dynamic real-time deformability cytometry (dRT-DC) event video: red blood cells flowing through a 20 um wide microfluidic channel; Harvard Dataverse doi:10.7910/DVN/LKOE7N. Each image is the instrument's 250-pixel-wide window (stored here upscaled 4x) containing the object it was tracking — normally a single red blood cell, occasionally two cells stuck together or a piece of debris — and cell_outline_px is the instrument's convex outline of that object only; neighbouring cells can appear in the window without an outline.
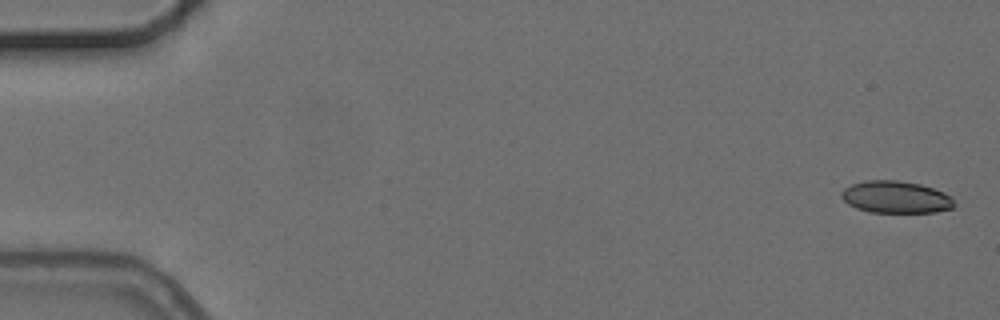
{"species": "common noctule bat (a hibernating species)", "species_latin": "Nyctalus noctula", "temperature_condition": "cold", "stored_images_in_passage": 5, "segment_of_instrument_passage": [1, 2], "camera_frame_rate_fps": 3000, "um_per_image_px": 0.085, "animal": {"sex": "female", "body_mass_g": 24.6, "forearm_length_mm": 56.2}, "frame": {"image": 1, "passage_image": 1, "time_ms": 0.0, "image_size_px": [1000, 320], "cell_outline_px": [[956, 204], [952, 208], [936, 212], [868, 212], [856, 208], [848, 204], [840, 196], [840, 192], [844, 188], [852, 184], [864, 180], [900, 180], [920, 184], [944, 192], [952, 196]], "centroid_in_image_um": [76.14, 16.75], "position_along_channel_um": 8.9, "area_um2": 21.33}}
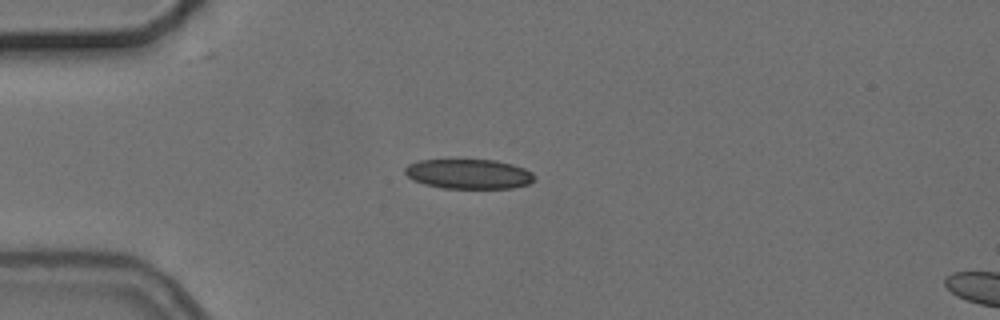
{"frame": {"image": 2, "passage_image": 4, "time_ms": 4.333, "image_size_px": [1000, 320], "cell_outline_px": [[536, 180], [528, 184], [512, 188], [444, 188], [424, 184], [412, 180], [404, 172], [404, 168], [408, 164], [420, 160], [496, 160], [512, 164], [524, 168], [532, 172], [536, 176]], "centroid_in_image_um": [39.86, 14.79], "position_along_channel_um": 45.1, "area_um2": 22.54}}